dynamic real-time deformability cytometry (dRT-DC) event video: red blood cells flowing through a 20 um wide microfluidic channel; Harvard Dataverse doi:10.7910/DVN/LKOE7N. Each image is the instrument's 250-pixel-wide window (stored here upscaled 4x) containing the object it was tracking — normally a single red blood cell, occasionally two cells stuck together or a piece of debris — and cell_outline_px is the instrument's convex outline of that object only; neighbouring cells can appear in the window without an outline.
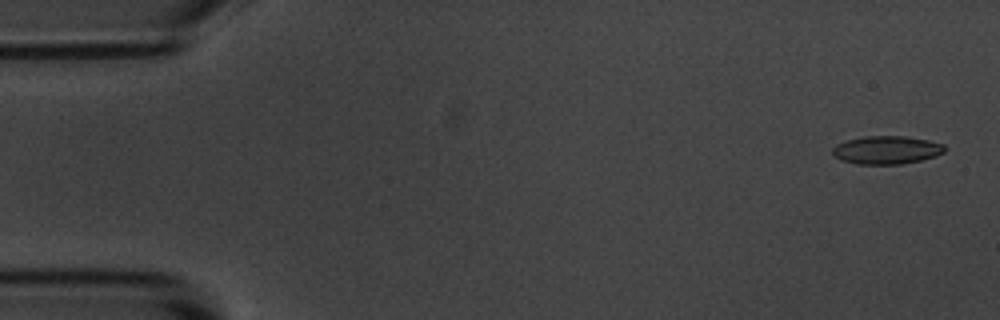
{"species": "common noctule bat (a hibernating species)", "species_latin": "Nyctalus noctula", "temperature_condition": "room temperature", "stored_images_in_passage": 5, "camera_frame_rate_fps": 3000, "um_per_image_px": 0.085, "animal": {"sex": "male", "body_mass_g": 20.1, "forearm_length_mm": 53.5}, "frame": {"image": 1, "passage_image": 1, "time_ms": 0.0, "image_size_px": [1000, 320], "cell_outline_px": [[944, 152], [936, 156], [920, 160], [900, 164], [856, 164], [840, 160], [832, 156], [832, 148], [836, 144], [848, 140], [864, 136], [904, 136], [928, 140], [944, 144]], "centroid_in_image_um": [75.32, 12.75], "position_along_channel_um": 9.7, "area_um2": 18.44}}
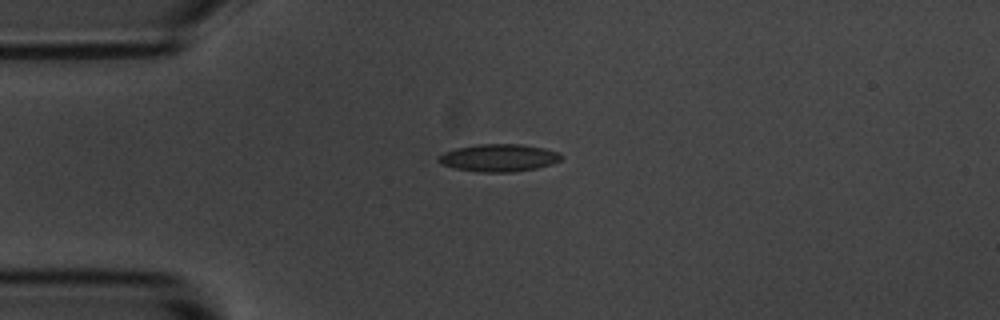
{"frame": {"image": 2, "passage_image": 4, "time_ms": 3.667, "image_size_px": [1000, 320], "cell_outline_px": [[564, 156], [560, 160], [552, 164], [536, 168], [512, 172], [480, 172], [456, 168], [440, 164], [436, 160], [444, 152], [456, 148], [480, 144], [520, 144], [544, 148], [560, 152]], "centroid_in_image_um": [42.42, 13.41], "position_along_channel_um": 42.6, "area_um2": 19.65}}